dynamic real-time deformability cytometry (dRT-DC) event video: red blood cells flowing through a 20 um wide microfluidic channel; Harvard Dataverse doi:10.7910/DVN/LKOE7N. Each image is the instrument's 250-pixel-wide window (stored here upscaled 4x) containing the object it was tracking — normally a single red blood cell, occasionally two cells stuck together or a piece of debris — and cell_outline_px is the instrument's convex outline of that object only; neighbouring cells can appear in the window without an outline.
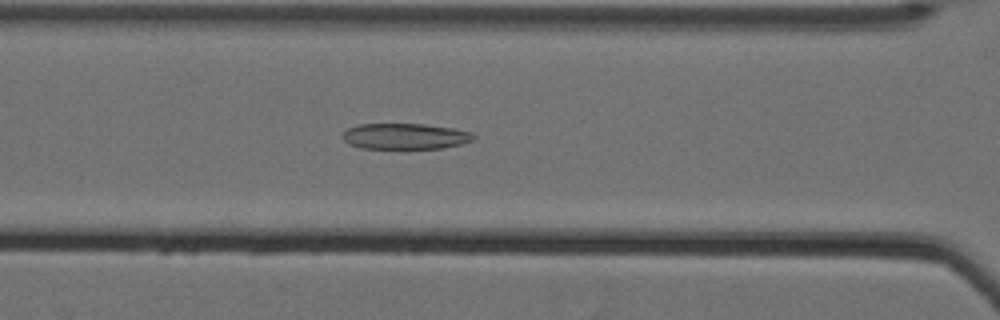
{"species": "Egyptian fruit bat (a non-hibernating species)", "species_latin": "Rousettus aegyptiacus", "temperature_condition": "cold", "stored_images_in_passage": 36, "camera_frame_rate_fps": 3000, "um_per_image_px": 0.085, "animal": {"sex": "female"}, "frame": {"image": 1, "passage_image": 13, "time_ms": 4.0, "image_size_px": [1000, 320], "cell_outline_px": [[476, 136], [472, 140], [460, 144], [440, 148], [360, 148], [348, 144], [344, 140], [344, 132], [348, 128], [360, 124], [424, 124], [452, 128], [472, 132]], "centroid_in_image_um": [34.43, 11.58], "position_along_channel_um": 132.2, "area_um2": 19.54}}
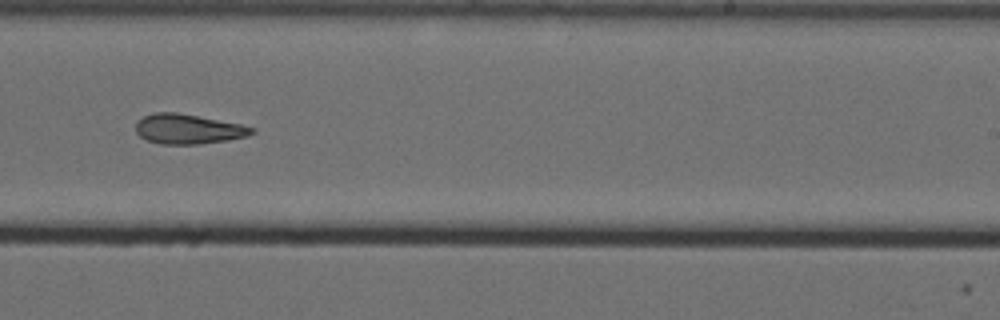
{"frame": {"image": 2, "passage_image": 25, "time_ms": 8.0, "image_size_px": [1000, 320], "cell_outline_px": [[256, 132], [248, 136], [228, 140], [200, 144], [160, 144], [148, 140], [140, 136], [136, 132], [136, 124], [144, 116], [156, 112], [176, 112], [240, 124], [252, 128]], "centroid_in_image_um": [15.99, 10.97], "position_along_channel_um": 273.0, "area_um2": 19.94}}
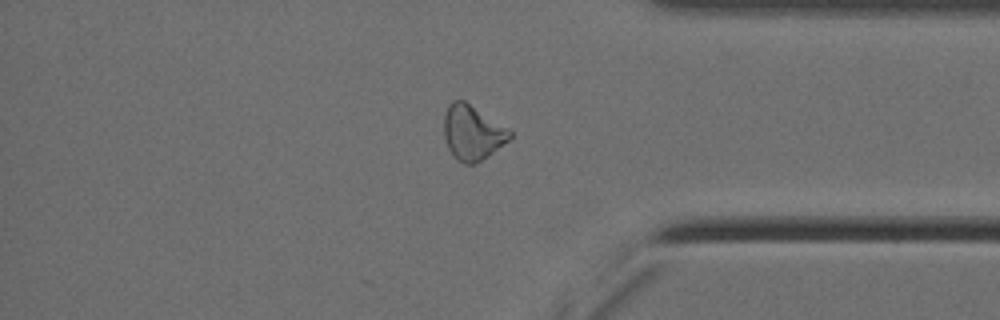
{"frame": {"image": 3, "passage_image": 36, "time_ms": 11.667, "image_size_px": [1000, 320], "cell_outline_px": [[512, 136], [508, 140], [476, 164], [468, 164], [456, 160], [448, 148], [444, 136], [444, 116], [448, 104], [452, 100], [464, 100], [508, 128], [512, 132]], "centroid_in_image_um": [40.13, 11.26], "position_along_channel_um": 395.1, "area_um2": 20.87}}